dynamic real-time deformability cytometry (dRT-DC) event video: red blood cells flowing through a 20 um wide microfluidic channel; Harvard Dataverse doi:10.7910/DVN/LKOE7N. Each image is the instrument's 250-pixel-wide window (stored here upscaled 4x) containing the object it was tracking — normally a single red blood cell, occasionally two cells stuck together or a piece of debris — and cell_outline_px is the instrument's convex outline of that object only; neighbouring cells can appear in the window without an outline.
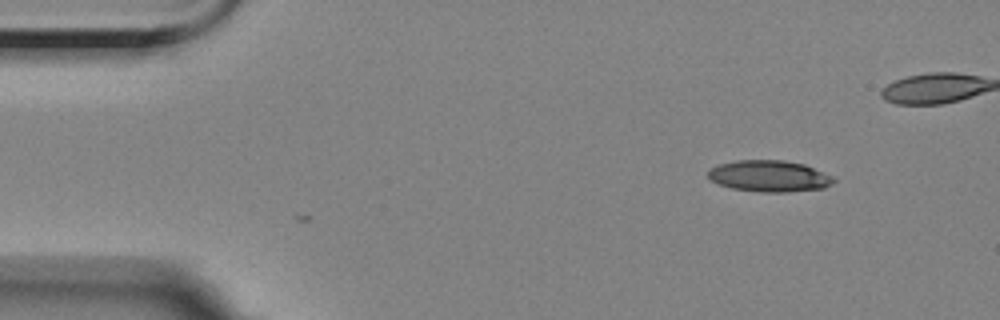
{"species": "Egyptian fruit bat (a non-hibernating species)", "species_latin": "Rousettus aegyptiacus", "temperature_condition": "room temperature", "stored_images_in_passage": 5, "camera_frame_rate_fps": 3000, "um_per_image_px": 0.085, "animal": {"sex": "female"}, "frame": {"image": 1, "passage_image": 1, "time_ms": 0.0, "image_size_px": [1000, 320], "cell_outline_px": [[836, 180], [832, 184], [824, 188], [788, 192], [760, 192], [732, 188], [720, 184], [712, 180], [708, 176], [708, 172], [712, 168], [720, 164], [736, 160], [784, 160], [804, 164], [832, 176]], "centroid_in_image_um": [65.42, 14.97], "position_along_channel_um": 19.6, "area_um2": 22.83}}